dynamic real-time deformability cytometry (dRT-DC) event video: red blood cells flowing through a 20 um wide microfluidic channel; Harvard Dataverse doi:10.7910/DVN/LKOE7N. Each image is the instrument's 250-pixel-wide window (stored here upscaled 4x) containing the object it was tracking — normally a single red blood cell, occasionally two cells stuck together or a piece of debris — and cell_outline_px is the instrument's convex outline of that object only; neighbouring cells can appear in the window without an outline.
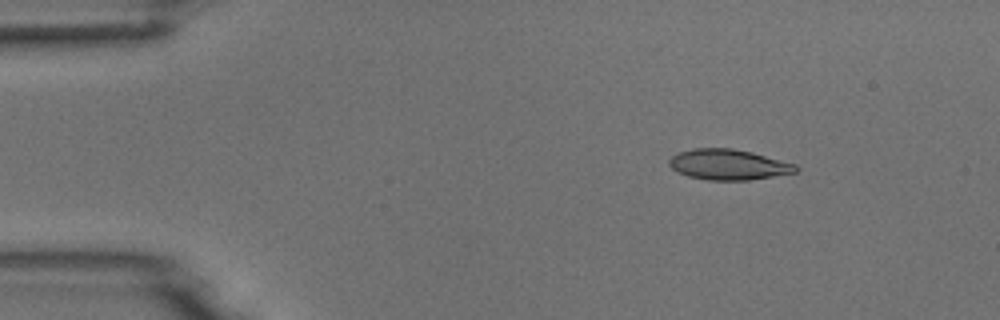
{"species": "common noctule bat (a hibernating species)", "species_latin": "Nyctalus noctula", "temperature_condition": "room temperature", "stored_images_in_passage": 5, "camera_frame_rate_fps": 3000, "um_per_image_px": 0.085, "animal": {"sex": "male", "body_mass_g": 18.8}, "frame": {"image": 1, "passage_image": 2, "time_ms": 0.333, "image_size_px": [1000, 320], "cell_outline_px": [[800, 168], [796, 172], [748, 180], [708, 180], [688, 176], [676, 172], [668, 164], [668, 160], [672, 156], [680, 152], [692, 148], [732, 148], [752, 152], [796, 164]], "centroid_in_image_um": [61.9, 13.98], "position_along_channel_um": 23.1, "area_um2": 22.54}}
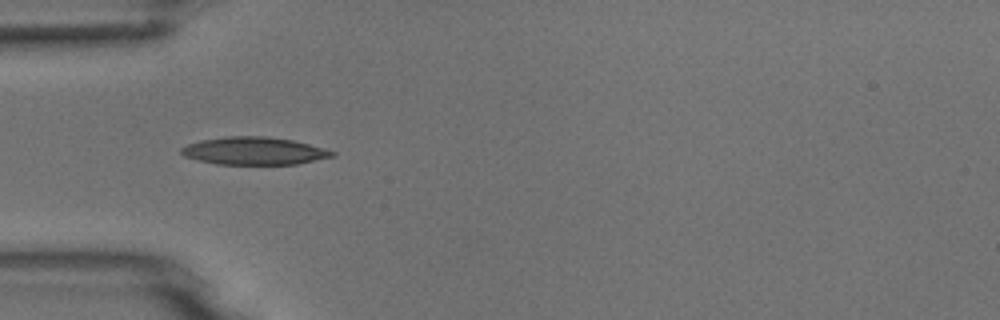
{"frame": {"image": 2, "passage_image": 4, "time_ms": 1.0, "image_size_px": [1000, 320], "cell_outline_px": [[336, 156], [296, 164], [216, 164], [184, 156], [180, 152], [180, 148], [188, 144], [200, 140], [224, 136], [268, 136], [292, 140], [324, 148], [336, 152]], "centroid_in_image_um": [21.6, 12.82], "position_along_channel_um": 63.4, "area_um2": 24.33}}
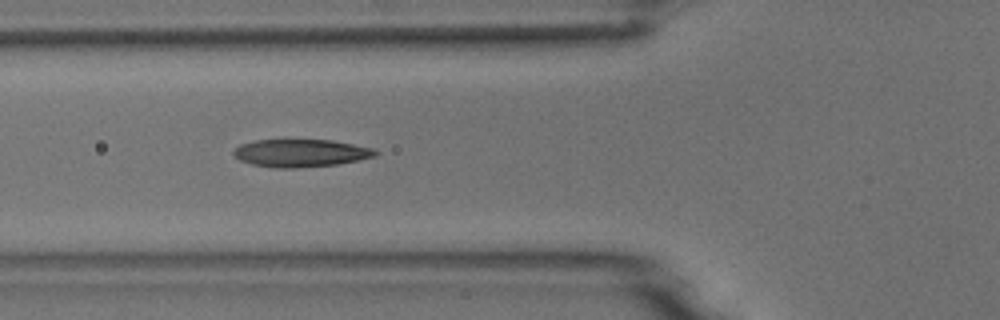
{"frame": {"image": 3, "passage_image": 5, "time_ms": 1.333, "image_size_px": [1000, 320], "cell_outline_px": [[380, 152], [376, 156], [336, 164], [296, 168], [272, 168], [252, 164], [240, 160], [232, 156], [232, 152], [240, 144], [256, 140], [332, 140], [376, 148]], "centroid_in_image_um": [25.56, 13.01], "position_along_channel_um": 100.2, "area_um2": 23.0}}